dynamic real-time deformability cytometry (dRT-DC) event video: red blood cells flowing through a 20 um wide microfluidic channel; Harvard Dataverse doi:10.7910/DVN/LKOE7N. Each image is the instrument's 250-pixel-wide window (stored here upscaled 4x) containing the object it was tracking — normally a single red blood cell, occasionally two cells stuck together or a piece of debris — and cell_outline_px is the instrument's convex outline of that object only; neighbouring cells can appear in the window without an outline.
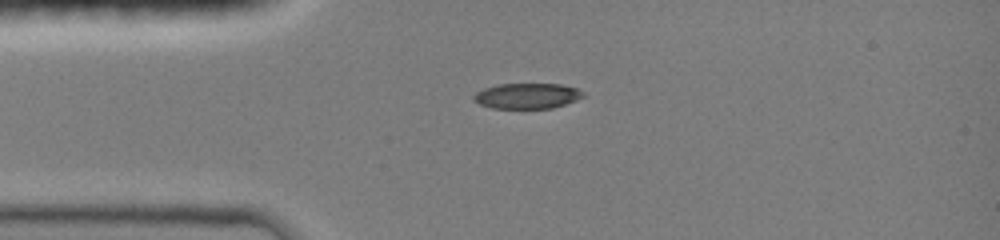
{"species": "common noctule bat (a hibernating species)", "species_latin": "Nyctalus noctula", "temperature_condition": "room temperature", "stored_images_in_passage": 34, "camera_frame_rate_fps": 3000, "um_per_image_px": 0.085, "animal": {"sex": "female", "body_mass_g": 19.0, "forearm_length_mm": 51.5}, "frame": {"image": 1, "passage_image": 1, "time_ms": 0.0, "image_size_px": [1000, 240], "cell_outline_px": [[584, 96], [576, 100], [552, 108], [492, 108], [480, 104], [472, 100], [472, 96], [476, 92], [484, 88], [496, 84], [560, 84], [576, 88], [584, 92]], "centroid_in_image_um": [44.77, 8.14], "position_along_channel_um": 40.2, "area_um2": 16.24}}
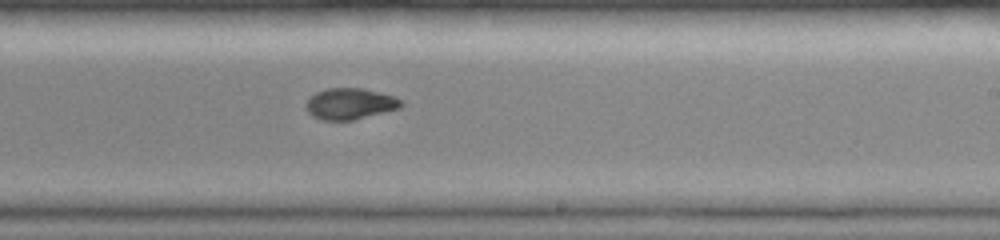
{"frame": {"image": 2, "passage_image": 15, "time_ms": 5.667, "image_size_px": [1000, 240], "cell_outline_px": [[404, 104], [400, 108], [352, 120], [320, 120], [312, 116], [308, 112], [304, 104], [316, 92], [328, 88], [360, 88], [392, 96], [400, 100]], "centroid_in_image_um": [29.71, 8.83], "position_along_channel_um": 259.3, "area_um2": 17.05}}
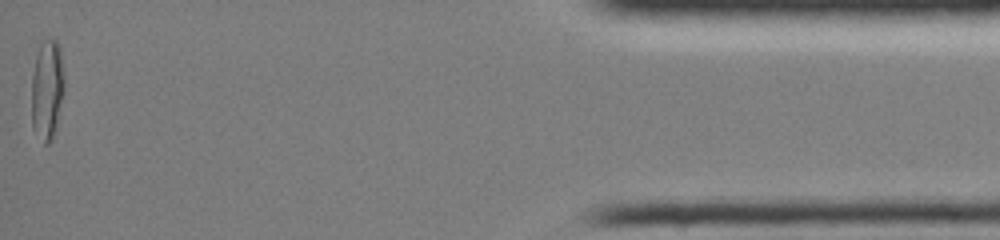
{"frame": {"image": 3, "passage_image": 34, "time_ms": 11.667, "image_size_px": [1000, 240], "cell_outline_px": [[64, 92], [56, 128], [52, 140], [48, 144], [44, 144], [32, 128], [32, 72], [36, 56], [40, 44], [44, 36], [56, 40], [60, 48], [64, 72]], "centroid_in_image_um": [4.01, 7.59], "position_along_channel_um": 431.2, "area_um2": 19.54}, "authors_computed_cell_mechanics": {"area_um2": 17.7446, "velocity_mm_per_s": 4.1739, "shape_relaxation_time_tau1_ms": 6.1322, "shape_relaxation_time_tau2_ms": 3.0587, "deformation_change_tau1": 0.2487, "deformation_change_tau2": 0.0379}}